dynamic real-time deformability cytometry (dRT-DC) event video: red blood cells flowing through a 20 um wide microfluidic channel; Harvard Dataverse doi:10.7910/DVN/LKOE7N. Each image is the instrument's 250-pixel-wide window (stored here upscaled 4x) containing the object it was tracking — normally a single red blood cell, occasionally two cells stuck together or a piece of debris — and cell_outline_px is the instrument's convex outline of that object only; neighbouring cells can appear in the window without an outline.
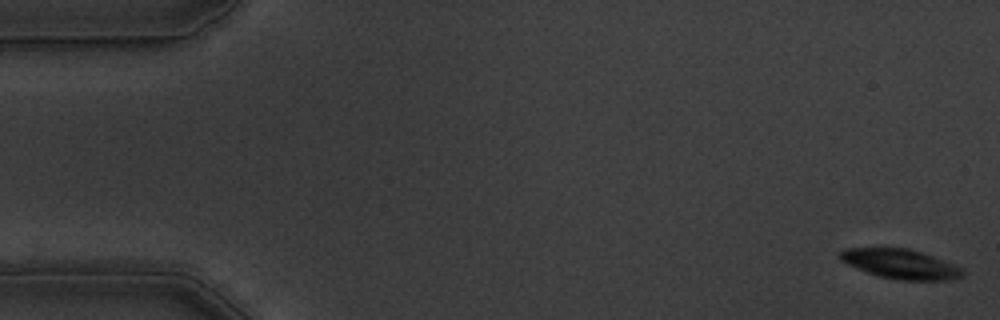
{"species": "common noctule bat (a hibernating species)", "species_latin": "Nyctalus noctula", "temperature_condition": "warm", "stored_images_in_passage": 58, "camera_frame_rate_fps": 3000, "um_per_image_px": 0.085, "animal": {"sex": "male", "body_mass_g": 19.5, "forearm_length_mm": 54.6}, "frame": {"image": 1, "passage_image": 1, "time_ms": 0.0, "image_size_px": [1000, 320], "cell_outline_px": [[964, 276], [952, 280], [900, 280], [880, 276], [856, 268], [840, 260], [840, 252], [844, 248], [908, 248], [932, 256], [964, 268]], "centroid_in_image_um": [76.58, 22.44], "position_along_channel_um": 8.4, "area_um2": 20.98}}
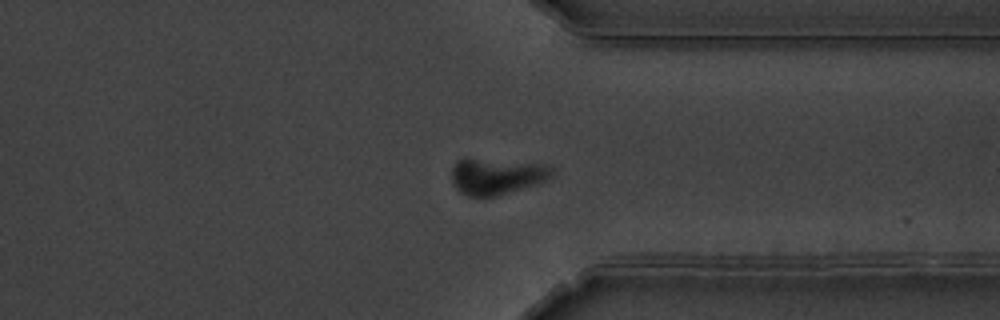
{"frame": {"image": 2, "passage_image": 44, "time_ms": 14.333, "image_size_px": [1000, 320], "cell_outline_px": [[552, 176], [536, 184], [496, 196], [468, 196], [460, 192], [452, 184], [452, 168], [456, 160], [468, 156], [544, 164], [552, 168]], "centroid_in_image_um": [42.14, 14.94], "position_along_channel_um": 369.3, "area_um2": 21.56}}
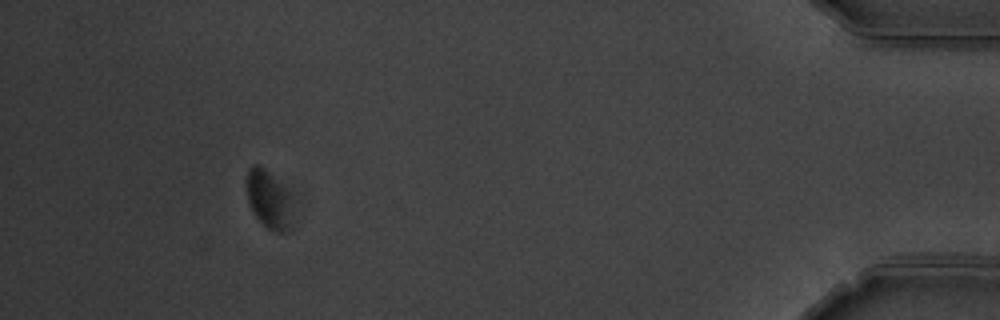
{"frame": {"image": 3, "passage_image": 53, "time_ms": 17.333, "image_size_px": [1000, 320], "cell_outline_px": [[292, 228], [288, 232], [276, 232], [268, 228], [256, 216], [248, 204], [244, 184], [244, 180], [248, 168], [252, 164], [256, 164], [264, 168], [288, 188], [292, 196]], "centroid_in_image_um": [22.85, 16.92], "position_along_channel_um": 412.3, "area_um2": 16.47}, "authors_computed_cell_mechanics": {"area_um2": 21.5305, "velocity_mm_per_s": 3.4593, "shape_relaxation_time_tau1_ms": 2.5109, "shape_relaxation_time_tau2_ms": null, "deformation_change_tau1": 0.0715, "deformation_change_tau2": null}}